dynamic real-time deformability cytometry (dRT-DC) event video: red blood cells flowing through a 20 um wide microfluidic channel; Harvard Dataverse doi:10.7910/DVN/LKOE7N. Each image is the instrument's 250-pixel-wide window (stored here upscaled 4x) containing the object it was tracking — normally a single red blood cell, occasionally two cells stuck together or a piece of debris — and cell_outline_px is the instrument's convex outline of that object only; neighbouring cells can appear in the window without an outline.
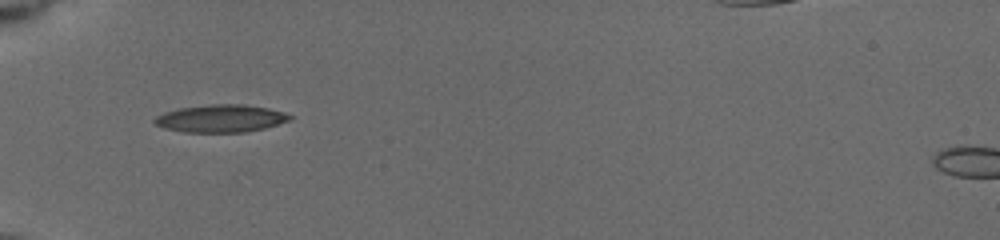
{"species": "common noctule bat (a hibernating species)", "species_latin": "Nyctalus noctula", "temperature_condition": "cold", "stored_images_in_passage": 4, "camera_frame_rate_fps": 3000, "um_per_image_px": 0.085, "animal": {"sex": "female", "body_mass_g": 19.5, "forearm_length_mm": 54.1}, "frame": {"image": 1, "passage_image": 1, "time_ms": 0.0, "image_size_px": [1000, 240], "cell_outline_px": [[292, 120], [264, 128], [244, 132], [184, 132], [164, 128], [156, 124], [152, 120], [156, 116], [164, 112], [180, 108], [212, 104], [244, 104], [268, 108], [284, 112], [292, 116]], "centroid_in_image_um": [18.77, 10.07], "position_along_channel_um": 66.2, "area_um2": 21.73}}
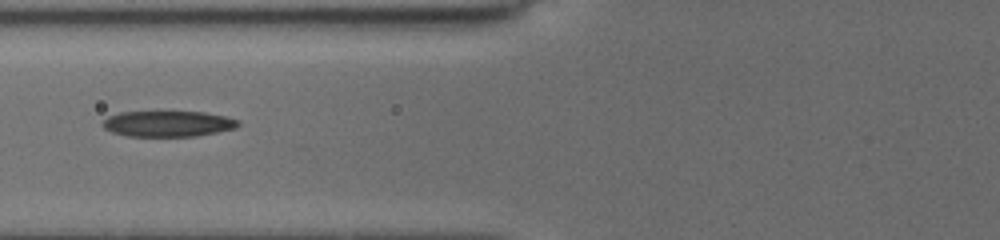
{"frame": {"image": 2, "passage_image": 2, "time_ms": 1.333, "image_size_px": [1000, 240], "cell_outline_px": [[240, 124], [236, 128], [196, 136], [128, 136], [112, 132], [104, 128], [100, 124], [108, 116], [120, 112], [204, 112], [224, 116], [240, 120]], "centroid_in_image_um": [14.27, 10.52], "position_along_channel_um": 111.5, "area_um2": 20.35}}
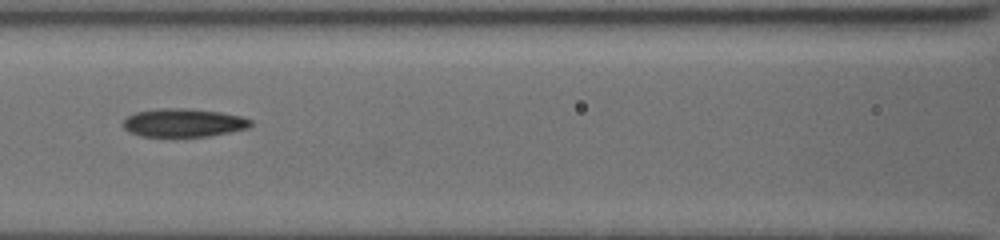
{"frame": {"image": 3, "passage_image": 3, "time_ms": 2.333, "image_size_px": [1000, 240], "cell_outline_px": [[252, 124], [248, 128], [232, 132], [208, 136], [140, 136], [128, 132], [120, 124], [128, 116], [136, 112], [156, 108], [188, 108], [220, 112], [240, 116], [252, 120]], "centroid_in_image_um": [15.57, 10.43], "position_along_channel_um": 151.0, "area_um2": 21.21}}